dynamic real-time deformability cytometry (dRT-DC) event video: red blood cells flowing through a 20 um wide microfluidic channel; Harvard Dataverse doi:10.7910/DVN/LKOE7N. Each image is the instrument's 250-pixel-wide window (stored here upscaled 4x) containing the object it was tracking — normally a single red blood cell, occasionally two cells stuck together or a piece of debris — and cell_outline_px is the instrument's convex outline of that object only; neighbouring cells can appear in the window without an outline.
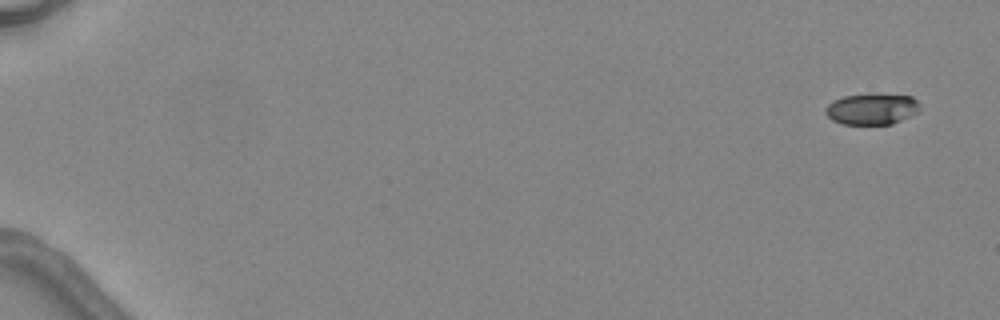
{"species": "common noctule bat (a hibernating species)", "species_latin": "Nyctalus noctula", "temperature_condition": "warm", "stored_images_in_passage": 4, "camera_frame_rate_fps": 3000, "um_per_image_px": 0.085, "animal": {"sex": "female", "body_mass_g": 24.6, "forearm_length_mm": 56.2}, "frame": {"image": 1, "passage_image": 1, "time_ms": 0.0, "image_size_px": [1000, 320], "cell_outline_px": [[920, 108], [916, 112], [892, 124], [844, 124], [832, 120], [824, 112], [824, 108], [832, 100], [844, 96], [912, 96], [920, 104]], "centroid_in_image_um": [74.05, 9.3], "position_along_channel_um": 10.9, "area_um2": 16.47}}